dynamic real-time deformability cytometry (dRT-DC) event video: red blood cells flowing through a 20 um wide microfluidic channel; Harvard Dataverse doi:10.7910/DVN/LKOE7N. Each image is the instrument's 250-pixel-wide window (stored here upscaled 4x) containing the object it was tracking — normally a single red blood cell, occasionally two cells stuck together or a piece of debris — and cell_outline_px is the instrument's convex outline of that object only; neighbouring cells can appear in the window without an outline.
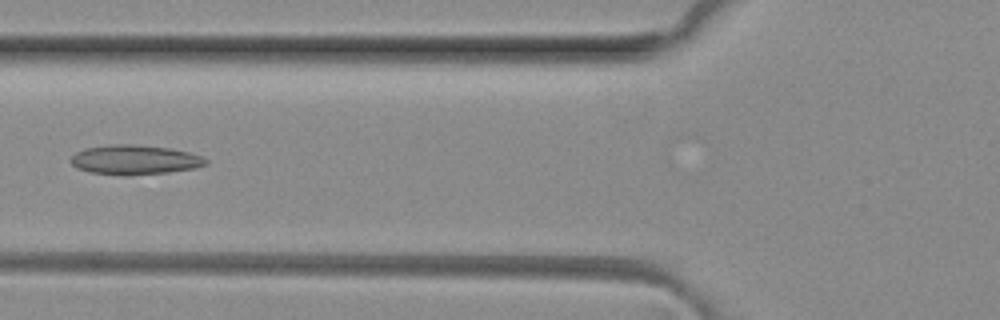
{"species": "common noctule bat (a hibernating species)", "species_latin": "Nyctalus noctula", "temperature_condition": "room temperature", "stored_images_in_passage": 4, "camera_frame_rate_fps": 3000, "um_per_image_px": 0.085, "animal": {"sex": "female", "body_mass_g": 29.2, "forearm_length_mm": 56.3}, "frame": {"image": 1, "passage_image": 4, "time_ms": 1.0, "image_size_px": [1000, 320], "cell_outline_px": [[208, 164], [196, 168], [168, 172], [124, 176], [88, 172], [76, 168], [68, 160], [76, 152], [84, 148], [112, 144], [136, 144], [172, 148], [188, 152], [200, 156], [208, 160]], "centroid_in_image_um": [11.42, 13.58], "position_along_channel_um": 114.4, "area_um2": 23.58}}